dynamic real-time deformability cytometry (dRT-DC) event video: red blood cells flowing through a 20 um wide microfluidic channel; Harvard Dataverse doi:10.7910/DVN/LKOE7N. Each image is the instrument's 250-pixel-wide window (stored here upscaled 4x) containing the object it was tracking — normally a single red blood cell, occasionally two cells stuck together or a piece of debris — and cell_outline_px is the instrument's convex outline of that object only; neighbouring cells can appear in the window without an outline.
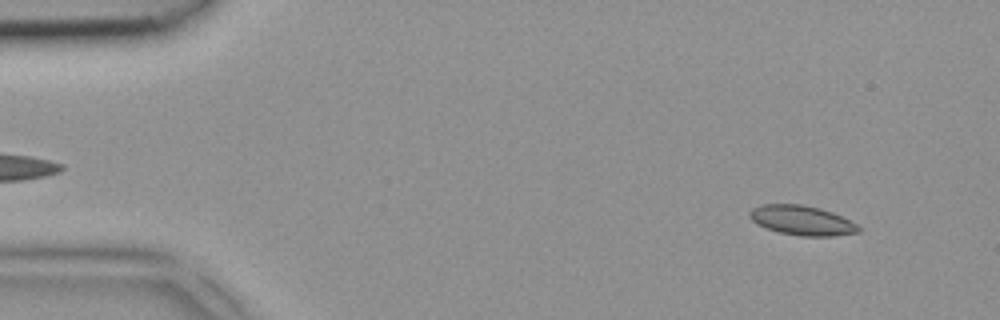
{"species": "common noctule bat (a hibernating species)", "species_latin": "Nyctalus noctula", "temperature_condition": "room temperature", "stored_images_in_passage": 4, "camera_frame_rate_fps": 3000, "um_per_image_px": 0.085, "animal": {"sex": "female", "body_mass_g": 18.4}, "frame": {"image": 1, "passage_image": 1, "time_ms": 0.0, "image_size_px": [1000, 320], "cell_outline_px": [[860, 232], [832, 236], [800, 236], [780, 232], [756, 224], [748, 216], [748, 212], [752, 208], [760, 204], [800, 204], [820, 208], [832, 212], [856, 224], [860, 228]], "centroid_in_image_um": [68.12, 18.72], "position_along_channel_um": 16.9, "area_um2": 18.73}}
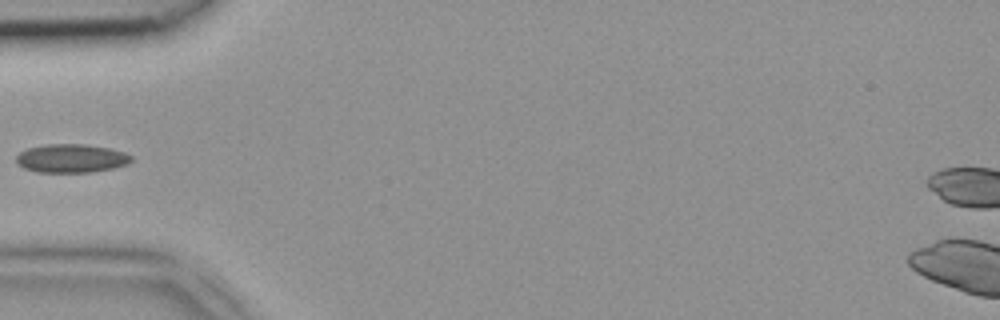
{"frame": {"image": 2, "passage_image": 4, "time_ms": 1.0, "image_size_px": [1000, 320], "cell_outline_px": [[132, 160], [128, 164], [112, 168], [88, 172], [36, 172], [24, 168], [16, 164], [16, 156], [20, 152], [28, 148], [44, 144], [88, 144], [108, 148], [124, 152], [132, 156]], "centroid_in_image_um": [6.03, 13.45], "position_along_channel_um": 79.0, "area_um2": 19.19}}